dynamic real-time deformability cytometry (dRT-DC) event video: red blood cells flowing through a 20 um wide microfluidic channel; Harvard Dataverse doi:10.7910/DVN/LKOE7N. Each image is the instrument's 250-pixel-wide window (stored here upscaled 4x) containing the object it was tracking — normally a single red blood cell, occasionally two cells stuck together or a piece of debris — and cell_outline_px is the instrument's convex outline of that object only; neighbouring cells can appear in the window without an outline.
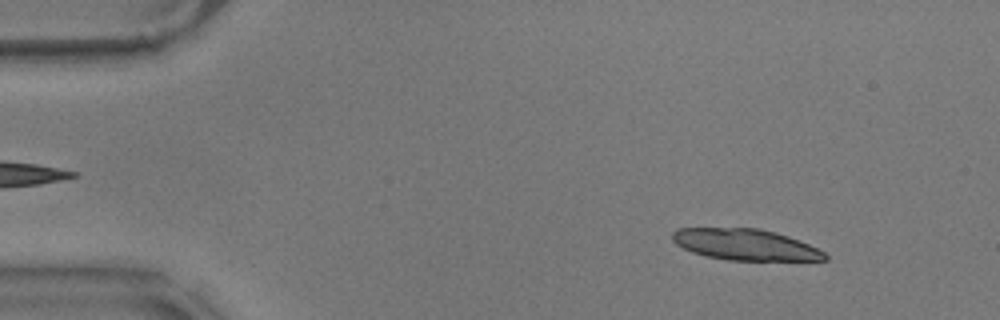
{"species": "common noctule bat (a hibernating species)", "species_latin": "Nyctalus noctula", "temperature_condition": "warm", "stored_images_in_passage": 56, "segment_of_instrument_passage": [1, 2], "camera_frame_rate_fps": 3000, "um_per_image_px": 0.085, "animal": {"sex": "male", "body_mass_g": 17.9}, "frame": {"image": 1, "passage_image": 6, "time_ms": 1.667, "image_size_px": [1000, 320], "cell_outline_px": [[828, 260], [728, 260], [708, 256], [692, 252], [676, 244], [672, 240], [672, 232], [676, 228], [760, 228], [788, 236], [808, 244], [824, 252], [828, 256]], "centroid_in_image_um": [63.33, 20.78], "position_along_channel_um": 21.7, "area_um2": 27.51}}